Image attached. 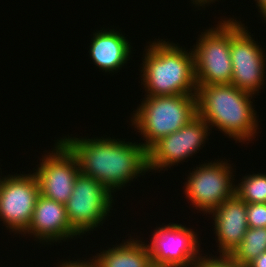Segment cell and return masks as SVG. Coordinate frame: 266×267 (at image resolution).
I'll list each match as a JSON object with an SVG mask.
<instances>
[{
	"label": "cell",
	"instance_id": "cell-2",
	"mask_svg": "<svg viewBox=\"0 0 266 267\" xmlns=\"http://www.w3.org/2000/svg\"><path fill=\"white\" fill-rule=\"evenodd\" d=\"M196 96L197 114L211 131L216 127L243 144L258 134V116L252 102L255 96L231 84L197 85Z\"/></svg>",
	"mask_w": 266,
	"mask_h": 267
},
{
	"label": "cell",
	"instance_id": "cell-12",
	"mask_svg": "<svg viewBox=\"0 0 266 267\" xmlns=\"http://www.w3.org/2000/svg\"><path fill=\"white\" fill-rule=\"evenodd\" d=\"M51 152L42 155L34 174L40 194L66 204L72 194L74 182L80 173L77 158L57 139Z\"/></svg>",
	"mask_w": 266,
	"mask_h": 267
},
{
	"label": "cell",
	"instance_id": "cell-21",
	"mask_svg": "<svg viewBox=\"0 0 266 267\" xmlns=\"http://www.w3.org/2000/svg\"><path fill=\"white\" fill-rule=\"evenodd\" d=\"M68 260L69 261L66 260V262L65 261L61 262L58 267H98L97 264L92 259L89 260L77 259V261L73 260L70 261V259Z\"/></svg>",
	"mask_w": 266,
	"mask_h": 267
},
{
	"label": "cell",
	"instance_id": "cell-7",
	"mask_svg": "<svg viewBox=\"0 0 266 267\" xmlns=\"http://www.w3.org/2000/svg\"><path fill=\"white\" fill-rule=\"evenodd\" d=\"M247 26L230 17L231 85L255 95L262 89L266 76V55ZM257 42V43H256Z\"/></svg>",
	"mask_w": 266,
	"mask_h": 267
},
{
	"label": "cell",
	"instance_id": "cell-23",
	"mask_svg": "<svg viewBox=\"0 0 266 267\" xmlns=\"http://www.w3.org/2000/svg\"><path fill=\"white\" fill-rule=\"evenodd\" d=\"M256 5L258 6V12L261 14L260 17H262V20H265L266 22V0H255Z\"/></svg>",
	"mask_w": 266,
	"mask_h": 267
},
{
	"label": "cell",
	"instance_id": "cell-11",
	"mask_svg": "<svg viewBox=\"0 0 266 267\" xmlns=\"http://www.w3.org/2000/svg\"><path fill=\"white\" fill-rule=\"evenodd\" d=\"M210 127L198 114L178 131L167 135L147 150V168L168 170L190 156L198 153L210 136ZM164 168V169H163ZM152 170V171H151Z\"/></svg>",
	"mask_w": 266,
	"mask_h": 267
},
{
	"label": "cell",
	"instance_id": "cell-13",
	"mask_svg": "<svg viewBox=\"0 0 266 267\" xmlns=\"http://www.w3.org/2000/svg\"><path fill=\"white\" fill-rule=\"evenodd\" d=\"M29 234L40 243H57L77 237V233L71 228L67 218L64 204L40 194L37 199L31 222L24 233ZM31 234V235H30Z\"/></svg>",
	"mask_w": 266,
	"mask_h": 267
},
{
	"label": "cell",
	"instance_id": "cell-22",
	"mask_svg": "<svg viewBox=\"0 0 266 267\" xmlns=\"http://www.w3.org/2000/svg\"><path fill=\"white\" fill-rule=\"evenodd\" d=\"M247 267H266V252H262L258 257L251 261Z\"/></svg>",
	"mask_w": 266,
	"mask_h": 267
},
{
	"label": "cell",
	"instance_id": "cell-24",
	"mask_svg": "<svg viewBox=\"0 0 266 267\" xmlns=\"http://www.w3.org/2000/svg\"><path fill=\"white\" fill-rule=\"evenodd\" d=\"M196 7H206L205 5H210V3H214L216 0H190ZM204 6V7H203Z\"/></svg>",
	"mask_w": 266,
	"mask_h": 267
},
{
	"label": "cell",
	"instance_id": "cell-5",
	"mask_svg": "<svg viewBox=\"0 0 266 267\" xmlns=\"http://www.w3.org/2000/svg\"><path fill=\"white\" fill-rule=\"evenodd\" d=\"M193 45L197 85L230 84L232 62L230 52V18L218 21L216 28L203 30Z\"/></svg>",
	"mask_w": 266,
	"mask_h": 267
},
{
	"label": "cell",
	"instance_id": "cell-6",
	"mask_svg": "<svg viewBox=\"0 0 266 267\" xmlns=\"http://www.w3.org/2000/svg\"><path fill=\"white\" fill-rule=\"evenodd\" d=\"M112 194L107 187L92 177L78 174L72 194L65 204L67 218L78 238L104 224L114 207Z\"/></svg>",
	"mask_w": 266,
	"mask_h": 267
},
{
	"label": "cell",
	"instance_id": "cell-9",
	"mask_svg": "<svg viewBox=\"0 0 266 267\" xmlns=\"http://www.w3.org/2000/svg\"><path fill=\"white\" fill-rule=\"evenodd\" d=\"M186 225L169 223L155 228L151 241L145 245L153 266L195 267L200 259V240Z\"/></svg>",
	"mask_w": 266,
	"mask_h": 267
},
{
	"label": "cell",
	"instance_id": "cell-14",
	"mask_svg": "<svg viewBox=\"0 0 266 267\" xmlns=\"http://www.w3.org/2000/svg\"><path fill=\"white\" fill-rule=\"evenodd\" d=\"M212 215L218 252L220 255H230L243 240L247 224L246 202L236 194L226 199L219 207L215 208ZM220 250V251H219Z\"/></svg>",
	"mask_w": 266,
	"mask_h": 267
},
{
	"label": "cell",
	"instance_id": "cell-19",
	"mask_svg": "<svg viewBox=\"0 0 266 267\" xmlns=\"http://www.w3.org/2000/svg\"><path fill=\"white\" fill-rule=\"evenodd\" d=\"M247 224L251 228H266V203H246Z\"/></svg>",
	"mask_w": 266,
	"mask_h": 267
},
{
	"label": "cell",
	"instance_id": "cell-8",
	"mask_svg": "<svg viewBox=\"0 0 266 267\" xmlns=\"http://www.w3.org/2000/svg\"><path fill=\"white\" fill-rule=\"evenodd\" d=\"M232 165L225 160L208 161L190 171L184 192L193 207L209 214L236 194Z\"/></svg>",
	"mask_w": 266,
	"mask_h": 267
},
{
	"label": "cell",
	"instance_id": "cell-1",
	"mask_svg": "<svg viewBox=\"0 0 266 267\" xmlns=\"http://www.w3.org/2000/svg\"><path fill=\"white\" fill-rule=\"evenodd\" d=\"M101 138L68 135L59 140L77 158L80 173L97 180L113 193L149 172L147 150L141 143Z\"/></svg>",
	"mask_w": 266,
	"mask_h": 267
},
{
	"label": "cell",
	"instance_id": "cell-4",
	"mask_svg": "<svg viewBox=\"0 0 266 267\" xmlns=\"http://www.w3.org/2000/svg\"><path fill=\"white\" fill-rule=\"evenodd\" d=\"M131 123L143 137L142 146L148 150L161 138L184 127L197 115V96H145L133 111Z\"/></svg>",
	"mask_w": 266,
	"mask_h": 267
},
{
	"label": "cell",
	"instance_id": "cell-10",
	"mask_svg": "<svg viewBox=\"0 0 266 267\" xmlns=\"http://www.w3.org/2000/svg\"><path fill=\"white\" fill-rule=\"evenodd\" d=\"M39 196V184L34 173L20 172V175L16 173L1 177L0 221L9 232L24 235Z\"/></svg>",
	"mask_w": 266,
	"mask_h": 267
},
{
	"label": "cell",
	"instance_id": "cell-17",
	"mask_svg": "<svg viewBox=\"0 0 266 267\" xmlns=\"http://www.w3.org/2000/svg\"><path fill=\"white\" fill-rule=\"evenodd\" d=\"M262 252H266V228L249 227L243 240L229 256L247 266Z\"/></svg>",
	"mask_w": 266,
	"mask_h": 267
},
{
	"label": "cell",
	"instance_id": "cell-18",
	"mask_svg": "<svg viewBox=\"0 0 266 267\" xmlns=\"http://www.w3.org/2000/svg\"><path fill=\"white\" fill-rule=\"evenodd\" d=\"M236 195L246 203H266V174L243 176L236 185Z\"/></svg>",
	"mask_w": 266,
	"mask_h": 267
},
{
	"label": "cell",
	"instance_id": "cell-15",
	"mask_svg": "<svg viewBox=\"0 0 266 267\" xmlns=\"http://www.w3.org/2000/svg\"><path fill=\"white\" fill-rule=\"evenodd\" d=\"M109 29L93 33L89 56L100 70L114 73L128 63L133 47L121 32Z\"/></svg>",
	"mask_w": 266,
	"mask_h": 267
},
{
	"label": "cell",
	"instance_id": "cell-3",
	"mask_svg": "<svg viewBox=\"0 0 266 267\" xmlns=\"http://www.w3.org/2000/svg\"><path fill=\"white\" fill-rule=\"evenodd\" d=\"M150 43L140 70L146 96L196 95L193 51L163 39Z\"/></svg>",
	"mask_w": 266,
	"mask_h": 267
},
{
	"label": "cell",
	"instance_id": "cell-20",
	"mask_svg": "<svg viewBox=\"0 0 266 267\" xmlns=\"http://www.w3.org/2000/svg\"><path fill=\"white\" fill-rule=\"evenodd\" d=\"M211 254L200 257L196 262L195 267H247L236 262L229 255L211 256Z\"/></svg>",
	"mask_w": 266,
	"mask_h": 267
},
{
	"label": "cell",
	"instance_id": "cell-16",
	"mask_svg": "<svg viewBox=\"0 0 266 267\" xmlns=\"http://www.w3.org/2000/svg\"><path fill=\"white\" fill-rule=\"evenodd\" d=\"M129 237L126 242L92 256V260L98 267H152L145 242Z\"/></svg>",
	"mask_w": 266,
	"mask_h": 267
}]
</instances>
